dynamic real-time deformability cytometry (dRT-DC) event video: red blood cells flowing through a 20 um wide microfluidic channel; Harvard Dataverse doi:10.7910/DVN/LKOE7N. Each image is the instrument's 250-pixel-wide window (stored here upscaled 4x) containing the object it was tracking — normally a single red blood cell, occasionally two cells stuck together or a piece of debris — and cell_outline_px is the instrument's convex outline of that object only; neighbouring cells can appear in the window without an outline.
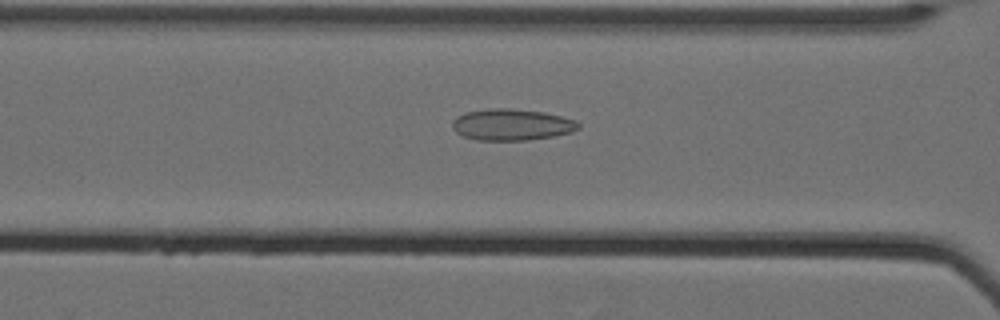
{"species": "Egyptian fruit bat (a non-hibernating species)", "species_latin": "Rousettus aegyptiacus", "temperature_condition": "cold", "stored_images_in_passage": 15, "camera_frame_rate_fps": 3000, "um_per_image_px": 0.085, "animal": {"sex": "female"}, "frame": {"image": 1, "passage_image": 13, "time_ms": 4.0, "image_size_px": [1000, 320], "cell_outline_px": [[580, 128], [572, 132], [552, 136], [528, 140], [476, 140], [464, 136], [456, 132], [452, 128], [452, 120], [456, 116], [468, 112], [488, 108], [508, 108], [544, 112], [576, 120], [580, 124]], "centroid_in_image_um": [43.49, 10.59], "position_along_channel_um": 123.1, "area_um2": 23.12}}